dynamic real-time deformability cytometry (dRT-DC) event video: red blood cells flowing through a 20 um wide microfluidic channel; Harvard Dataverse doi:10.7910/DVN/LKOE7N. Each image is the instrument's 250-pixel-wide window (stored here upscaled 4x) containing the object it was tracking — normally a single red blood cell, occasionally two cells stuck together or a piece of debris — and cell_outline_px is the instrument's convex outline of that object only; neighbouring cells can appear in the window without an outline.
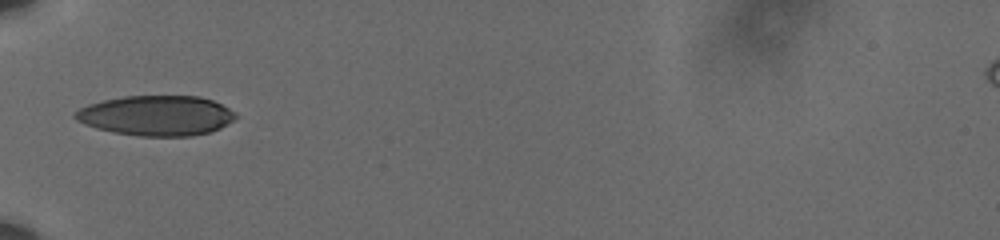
{"species": "human", "species_latin": "Homo sapiens", "temperature_condition": "cold", "stored_images_in_passage": 37, "camera_frame_rate_fps": 3000, "um_per_image_px": 0.085, "donor": {"sex": "male"}, "frame": {"image": 1, "passage_image": 1, "time_ms": 0.0, "image_size_px": [1000, 240], "cell_outline_px": [[236, 116], [232, 120], [220, 128], [208, 132], [188, 136], [140, 136], [116, 132], [96, 128], [84, 124], [76, 120], [72, 116], [80, 108], [88, 104], [104, 100], [124, 96], [200, 96], [212, 100], [236, 112]], "centroid_in_image_um": [13.27, 9.82], "position_along_channel_um": 71.7, "area_um2": 37.22}}
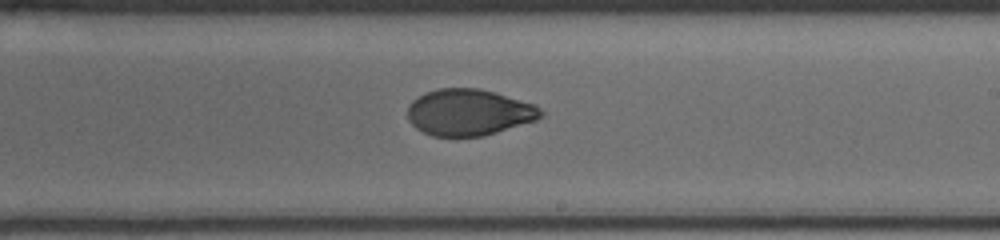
{"frame": {"image": 2, "passage_image": 16, "time_ms": 5.0, "image_size_px": [1000, 240], "cell_outline_px": [[544, 112], [536, 120], [484, 136], [432, 136], [416, 128], [408, 120], [408, 108], [412, 100], [424, 92], [436, 88], [476, 88], [496, 92], [536, 104]], "centroid_in_image_um": [39.85, 9.53], "position_along_channel_um": 249.1, "area_um2": 36.18}}
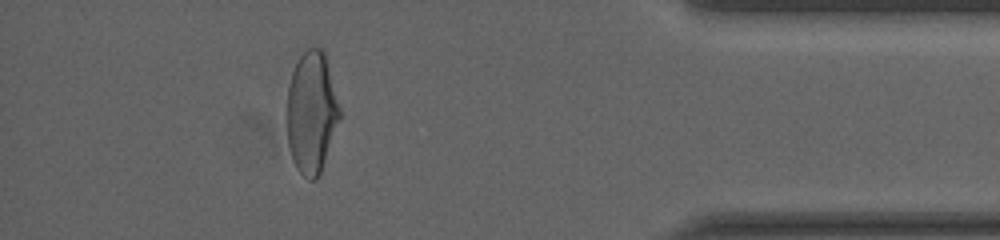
{"frame": {"image": 3, "passage_image": 32, "time_ms": 10.333, "image_size_px": [1000, 240], "cell_outline_px": [[340, 116], [320, 172], [316, 180], [308, 180], [296, 168], [292, 160], [288, 144], [288, 88], [292, 72], [300, 56], [308, 48], [320, 48], [324, 52], [340, 108]], "centroid_in_image_um": [26.47, 9.57], "position_along_channel_um": 408.7, "area_um2": 36.65}, "authors_computed_cell_mechanics": {"area_um2": 37.2232, "velocity_mm_per_s": 3.6153, "shape_relaxation_time_tau1_ms": 4.3517, "shape_relaxation_time_tau2_ms": 1.5044, "deformation_change_tau1": 0.1501, "deformation_change_tau2": 0.0479}}